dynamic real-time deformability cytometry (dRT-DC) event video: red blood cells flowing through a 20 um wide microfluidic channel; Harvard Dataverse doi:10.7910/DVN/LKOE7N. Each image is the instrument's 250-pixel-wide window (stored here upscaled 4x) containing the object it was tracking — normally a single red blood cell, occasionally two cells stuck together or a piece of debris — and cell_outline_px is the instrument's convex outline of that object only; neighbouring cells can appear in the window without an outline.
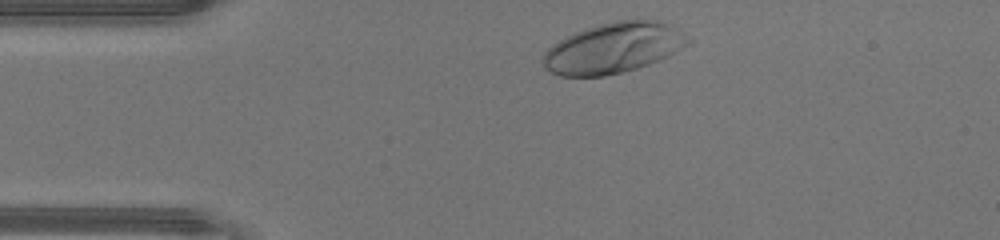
{"species": "human", "species_latin": "Homo sapiens", "temperature_condition": "warm", "stored_images_in_passage": 28, "camera_frame_rate_fps": 3000, "um_per_image_px": 0.085, "donor": {"sex": "male"}, "frame": {"image": 1, "passage_image": 2, "time_ms": 0.333, "image_size_px": [1000, 240], "cell_outline_px": [[692, 40], [688, 44], [668, 56], [660, 60], [636, 68], [604, 76], [560, 76], [544, 68], [540, 60], [544, 52], [552, 44], [576, 32], [600, 24], [616, 20], [660, 20], [680, 32]], "centroid_in_image_um": [52.1, 4.09], "position_along_channel_um": 32.9, "area_um2": 42.25}}
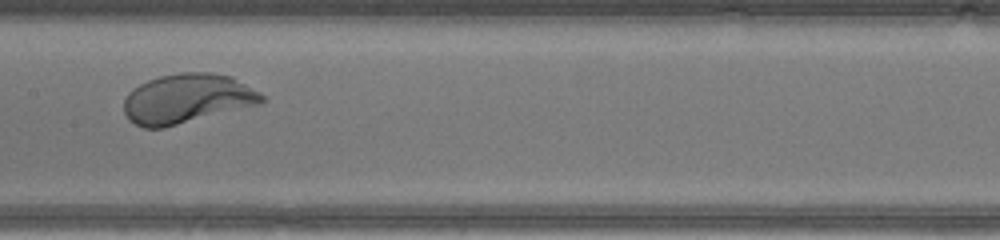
{"frame": {"image": 2, "passage_image": 15, "time_ms": 4.667, "image_size_px": [1000, 240], "cell_outline_px": [[268, 100], [260, 104], [164, 128], [144, 128], [128, 120], [124, 112], [124, 100], [128, 92], [140, 84], [148, 80], [160, 76], [184, 72], [208, 72], [232, 76], [260, 92]], "centroid_in_image_um": [15.91, 8.39], "position_along_channel_um": 191.5, "area_um2": 39.94}}
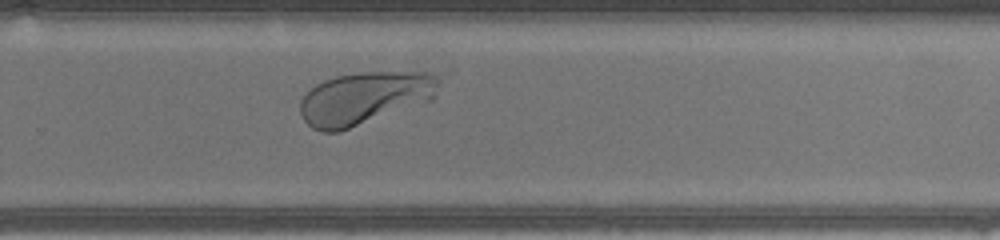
{"frame": {"image": 3, "passage_image": 22, "time_ms": 7.0, "image_size_px": [1000, 240], "cell_outline_px": [[440, 80], [436, 96], [432, 100], [340, 132], [324, 132], [312, 128], [304, 120], [300, 112], [300, 100], [316, 84], [324, 80], [336, 76], [360, 72], [428, 72], [436, 76]], "centroid_in_image_um": [31.0, 8.34], "position_along_channel_um": 298.8, "area_um2": 42.66}}